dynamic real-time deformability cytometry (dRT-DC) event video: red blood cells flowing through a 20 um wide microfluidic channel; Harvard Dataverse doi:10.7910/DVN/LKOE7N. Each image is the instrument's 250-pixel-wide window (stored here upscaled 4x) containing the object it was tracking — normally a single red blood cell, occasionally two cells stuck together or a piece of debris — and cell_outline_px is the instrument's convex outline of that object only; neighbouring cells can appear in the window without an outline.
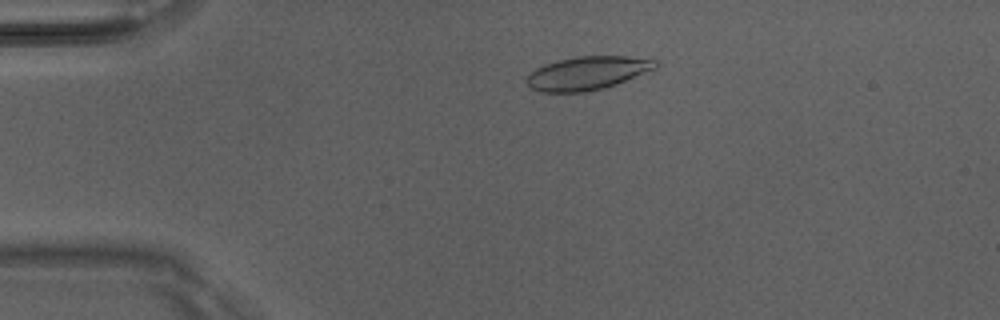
{"species": "Egyptian fruit bat (a non-hibernating species)", "species_latin": "Rousettus aegyptiacus", "temperature_condition": "room temperature", "stored_images_in_passage": 14, "camera_frame_rate_fps": 3000, "um_per_image_px": 0.085, "animal": {"sex": "male"}, "frame": {"image": 1, "passage_image": 10, "time_ms": 3.0, "image_size_px": [1000, 320], "cell_outline_px": [[660, 64], [656, 68], [616, 84], [604, 88], [584, 92], [540, 92], [532, 88], [524, 80], [536, 68], [544, 64], [560, 60], [580, 56], [628, 56], [660, 60]], "centroid_in_image_um": [49.96, 6.21], "position_along_channel_um": 35.0, "area_um2": 25.03}}